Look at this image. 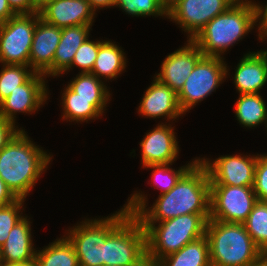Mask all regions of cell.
Wrapping results in <instances>:
<instances>
[{"label":"cell","instance_id":"6da1fadb","mask_svg":"<svg viewBox=\"0 0 267 266\" xmlns=\"http://www.w3.org/2000/svg\"><path fill=\"white\" fill-rule=\"evenodd\" d=\"M147 198L134 193L124 208L141 224H154L185 214H210V178L206 167L198 160L167 193L160 194L152 208H146Z\"/></svg>","mask_w":267,"mask_h":266},{"label":"cell","instance_id":"7a4b0ae2","mask_svg":"<svg viewBox=\"0 0 267 266\" xmlns=\"http://www.w3.org/2000/svg\"><path fill=\"white\" fill-rule=\"evenodd\" d=\"M51 159L22 129L0 151V178L17 198L25 199Z\"/></svg>","mask_w":267,"mask_h":266},{"label":"cell","instance_id":"3957f363","mask_svg":"<svg viewBox=\"0 0 267 266\" xmlns=\"http://www.w3.org/2000/svg\"><path fill=\"white\" fill-rule=\"evenodd\" d=\"M254 2L237 0L208 22L192 39L204 56L221 57L256 24Z\"/></svg>","mask_w":267,"mask_h":266},{"label":"cell","instance_id":"277c9868","mask_svg":"<svg viewBox=\"0 0 267 266\" xmlns=\"http://www.w3.org/2000/svg\"><path fill=\"white\" fill-rule=\"evenodd\" d=\"M211 266H253L263 254L243 223L209 219L206 233Z\"/></svg>","mask_w":267,"mask_h":266},{"label":"cell","instance_id":"5b68a950","mask_svg":"<svg viewBox=\"0 0 267 266\" xmlns=\"http://www.w3.org/2000/svg\"><path fill=\"white\" fill-rule=\"evenodd\" d=\"M146 252V232L135 215L121 208L107 217L105 266H130Z\"/></svg>","mask_w":267,"mask_h":266},{"label":"cell","instance_id":"8992f818","mask_svg":"<svg viewBox=\"0 0 267 266\" xmlns=\"http://www.w3.org/2000/svg\"><path fill=\"white\" fill-rule=\"evenodd\" d=\"M210 214H185L155 224H142L147 252L158 261L206 233Z\"/></svg>","mask_w":267,"mask_h":266},{"label":"cell","instance_id":"52a82bcc","mask_svg":"<svg viewBox=\"0 0 267 266\" xmlns=\"http://www.w3.org/2000/svg\"><path fill=\"white\" fill-rule=\"evenodd\" d=\"M227 65L222 57L203 56L187 77L183 88L177 94L183 113L203 101L226 78Z\"/></svg>","mask_w":267,"mask_h":266},{"label":"cell","instance_id":"ba28073f","mask_svg":"<svg viewBox=\"0 0 267 266\" xmlns=\"http://www.w3.org/2000/svg\"><path fill=\"white\" fill-rule=\"evenodd\" d=\"M37 12L18 14L0 24V63L29 66Z\"/></svg>","mask_w":267,"mask_h":266},{"label":"cell","instance_id":"9c48e42d","mask_svg":"<svg viewBox=\"0 0 267 266\" xmlns=\"http://www.w3.org/2000/svg\"><path fill=\"white\" fill-rule=\"evenodd\" d=\"M256 201L253 187L210 185V219L243 223Z\"/></svg>","mask_w":267,"mask_h":266},{"label":"cell","instance_id":"30bf717a","mask_svg":"<svg viewBox=\"0 0 267 266\" xmlns=\"http://www.w3.org/2000/svg\"><path fill=\"white\" fill-rule=\"evenodd\" d=\"M237 0H174L167 6V17L188 32L192 40L213 18Z\"/></svg>","mask_w":267,"mask_h":266},{"label":"cell","instance_id":"8fae6325","mask_svg":"<svg viewBox=\"0 0 267 266\" xmlns=\"http://www.w3.org/2000/svg\"><path fill=\"white\" fill-rule=\"evenodd\" d=\"M81 225L68 230V240L73 244L79 266H103L105 241L107 239V217L85 220Z\"/></svg>","mask_w":267,"mask_h":266},{"label":"cell","instance_id":"7c38bea8","mask_svg":"<svg viewBox=\"0 0 267 266\" xmlns=\"http://www.w3.org/2000/svg\"><path fill=\"white\" fill-rule=\"evenodd\" d=\"M258 155L221 156L214 162L199 159L206 167L210 185H231L253 187Z\"/></svg>","mask_w":267,"mask_h":266},{"label":"cell","instance_id":"4fadbf2b","mask_svg":"<svg viewBox=\"0 0 267 266\" xmlns=\"http://www.w3.org/2000/svg\"><path fill=\"white\" fill-rule=\"evenodd\" d=\"M44 75L34 73L24 84L0 102V117L15 124L17 112H35L47 100V87Z\"/></svg>","mask_w":267,"mask_h":266},{"label":"cell","instance_id":"5bb4252c","mask_svg":"<svg viewBox=\"0 0 267 266\" xmlns=\"http://www.w3.org/2000/svg\"><path fill=\"white\" fill-rule=\"evenodd\" d=\"M187 41L186 46L177 49L164 59L160 73L154 77L168 85L176 94L181 91L187 77L204 56L192 40Z\"/></svg>","mask_w":267,"mask_h":266},{"label":"cell","instance_id":"9a60e30c","mask_svg":"<svg viewBox=\"0 0 267 266\" xmlns=\"http://www.w3.org/2000/svg\"><path fill=\"white\" fill-rule=\"evenodd\" d=\"M60 39L61 28L45 22L37 12V24L29 57L30 69L45 77L53 76V59Z\"/></svg>","mask_w":267,"mask_h":266},{"label":"cell","instance_id":"2e32d148","mask_svg":"<svg viewBox=\"0 0 267 266\" xmlns=\"http://www.w3.org/2000/svg\"><path fill=\"white\" fill-rule=\"evenodd\" d=\"M162 124H158L147 133L140 143L143 167L151 164L169 163L172 165L178 156L179 147L173 130L174 127Z\"/></svg>","mask_w":267,"mask_h":266},{"label":"cell","instance_id":"e0dca14e","mask_svg":"<svg viewBox=\"0 0 267 266\" xmlns=\"http://www.w3.org/2000/svg\"><path fill=\"white\" fill-rule=\"evenodd\" d=\"M95 11L85 0H56L40 11V18L58 28L92 25Z\"/></svg>","mask_w":267,"mask_h":266},{"label":"cell","instance_id":"ac0fdd59","mask_svg":"<svg viewBox=\"0 0 267 266\" xmlns=\"http://www.w3.org/2000/svg\"><path fill=\"white\" fill-rule=\"evenodd\" d=\"M145 117L160 118L165 116L168 121L175 120L184 114L178 103L177 94L166 84L155 78L146 90L138 108Z\"/></svg>","mask_w":267,"mask_h":266},{"label":"cell","instance_id":"d6986e66","mask_svg":"<svg viewBox=\"0 0 267 266\" xmlns=\"http://www.w3.org/2000/svg\"><path fill=\"white\" fill-rule=\"evenodd\" d=\"M267 82V50L249 52L238 63L234 83L239 94H256Z\"/></svg>","mask_w":267,"mask_h":266},{"label":"cell","instance_id":"ffe728a7","mask_svg":"<svg viewBox=\"0 0 267 266\" xmlns=\"http://www.w3.org/2000/svg\"><path fill=\"white\" fill-rule=\"evenodd\" d=\"M24 217L9 232L0 248L2 264H24L35 262L36 249L33 247L30 221Z\"/></svg>","mask_w":267,"mask_h":266},{"label":"cell","instance_id":"44dd1931","mask_svg":"<svg viewBox=\"0 0 267 266\" xmlns=\"http://www.w3.org/2000/svg\"><path fill=\"white\" fill-rule=\"evenodd\" d=\"M92 25H76L61 28V39L53 59V76L70 70L77 49L89 37Z\"/></svg>","mask_w":267,"mask_h":266},{"label":"cell","instance_id":"7402d4cb","mask_svg":"<svg viewBox=\"0 0 267 266\" xmlns=\"http://www.w3.org/2000/svg\"><path fill=\"white\" fill-rule=\"evenodd\" d=\"M63 117L65 120L85 122L104 113L109 99L72 98V90L67 86L62 94Z\"/></svg>","mask_w":267,"mask_h":266},{"label":"cell","instance_id":"603a6c76","mask_svg":"<svg viewBox=\"0 0 267 266\" xmlns=\"http://www.w3.org/2000/svg\"><path fill=\"white\" fill-rule=\"evenodd\" d=\"M161 266H211L209 243L204 235L160 260Z\"/></svg>","mask_w":267,"mask_h":266},{"label":"cell","instance_id":"cb8c5ba5","mask_svg":"<svg viewBox=\"0 0 267 266\" xmlns=\"http://www.w3.org/2000/svg\"><path fill=\"white\" fill-rule=\"evenodd\" d=\"M126 59L121 47L115 42L103 41L97 53V57L91 74L101 79H114L125 69Z\"/></svg>","mask_w":267,"mask_h":266},{"label":"cell","instance_id":"d4e9b609","mask_svg":"<svg viewBox=\"0 0 267 266\" xmlns=\"http://www.w3.org/2000/svg\"><path fill=\"white\" fill-rule=\"evenodd\" d=\"M66 237V238H64ZM46 246L44 249L36 250V266H79L78 257L73 244L67 236Z\"/></svg>","mask_w":267,"mask_h":266},{"label":"cell","instance_id":"484cf974","mask_svg":"<svg viewBox=\"0 0 267 266\" xmlns=\"http://www.w3.org/2000/svg\"><path fill=\"white\" fill-rule=\"evenodd\" d=\"M235 105V115L240 124L250 128L262 123L267 125V108L260 93L240 94Z\"/></svg>","mask_w":267,"mask_h":266},{"label":"cell","instance_id":"4316f807","mask_svg":"<svg viewBox=\"0 0 267 266\" xmlns=\"http://www.w3.org/2000/svg\"><path fill=\"white\" fill-rule=\"evenodd\" d=\"M243 225L256 246L267 253V202L257 200Z\"/></svg>","mask_w":267,"mask_h":266},{"label":"cell","instance_id":"83f0119b","mask_svg":"<svg viewBox=\"0 0 267 266\" xmlns=\"http://www.w3.org/2000/svg\"><path fill=\"white\" fill-rule=\"evenodd\" d=\"M72 90V98L109 99L107 86L91 73H80L68 84Z\"/></svg>","mask_w":267,"mask_h":266},{"label":"cell","instance_id":"f1b7e54d","mask_svg":"<svg viewBox=\"0 0 267 266\" xmlns=\"http://www.w3.org/2000/svg\"><path fill=\"white\" fill-rule=\"evenodd\" d=\"M26 65H3L0 71V102L7 98L17 86L24 84L35 72Z\"/></svg>","mask_w":267,"mask_h":266},{"label":"cell","instance_id":"f546056e","mask_svg":"<svg viewBox=\"0 0 267 266\" xmlns=\"http://www.w3.org/2000/svg\"><path fill=\"white\" fill-rule=\"evenodd\" d=\"M199 159H195L191 163H188L185 167L182 166L179 170H174L169 167L168 164H151L144 166L145 168H152V179L156 188H161V193L164 194L170 191L176 183L180 180V178L198 161ZM160 185V186H158Z\"/></svg>","mask_w":267,"mask_h":266},{"label":"cell","instance_id":"4dcf8cb0","mask_svg":"<svg viewBox=\"0 0 267 266\" xmlns=\"http://www.w3.org/2000/svg\"><path fill=\"white\" fill-rule=\"evenodd\" d=\"M114 6L132 16H167V5L162 0H115Z\"/></svg>","mask_w":267,"mask_h":266},{"label":"cell","instance_id":"1f68e13d","mask_svg":"<svg viewBox=\"0 0 267 266\" xmlns=\"http://www.w3.org/2000/svg\"><path fill=\"white\" fill-rule=\"evenodd\" d=\"M24 201V198H18L13 203L0 207V248L7 240L14 225L24 218L22 213L19 214Z\"/></svg>","mask_w":267,"mask_h":266},{"label":"cell","instance_id":"d6a6232c","mask_svg":"<svg viewBox=\"0 0 267 266\" xmlns=\"http://www.w3.org/2000/svg\"><path fill=\"white\" fill-rule=\"evenodd\" d=\"M102 42L103 41H90L87 38L77 49L72 64L70 65V69L73 67V65H76L82 70L81 73H91L97 57L99 46Z\"/></svg>","mask_w":267,"mask_h":266},{"label":"cell","instance_id":"836d02e7","mask_svg":"<svg viewBox=\"0 0 267 266\" xmlns=\"http://www.w3.org/2000/svg\"><path fill=\"white\" fill-rule=\"evenodd\" d=\"M253 190L257 200L267 202V154H258Z\"/></svg>","mask_w":267,"mask_h":266},{"label":"cell","instance_id":"e575fe53","mask_svg":"<svg viewBox=\"0 0 267 266\" xmlns=\"http://www.w3.org/2000/svg\"><path fill=\"white\" fill-rule=\"evenodd\" d=\"M21 130L15 128V124L6 121L0 117V151L13 139V137Z\"/></svg>","mask_w":267,"mask_h":266},{"label":"cell","instance_id":"d590c367","mask_svg":"<svg viewBox=\"0 0 267 266\" xmlns=\"http://www.w3.org/2000/svg\"><path fill=\"white\" fill-rule=\"evenodd\" d=\"M7 2L16 15L36 13L34 0H7Z\"/></svg>","mask_w":267,"mask_h":266},{"label":"cell","instance_id":"8d00e7d4","mask_svg":"<svg viewBox=\"0 0 267 266\" xmlns=\"http://www.w3.org/2000/svg\"><path fill=\"white\" fill-rule=\"evenodd\" d=\"M254 6V10H255V20L256 23L259 22V26H258V36H259V40H261L263 38V36L267 33V5H265V7H263V5L260 6V4H253Z\"/></svg>","mask_w":267,"mask_h":266},{"label":"cell","instance_id":"74e56055","mask_svg":"<svg viewBox=\"0 0 267 266\" xmlns=\"http://www.w3.org/2000/svg\"><path fill=\"white\" fill-rule=\"evenodd\" d=\"M17 199L13 192L6 186V183L0 178V207L7 206Z\"/></svg>","mask_w":267,"mask_h":266},{"label":"cell","instance_id":"f35d334b","mask_svg":"<svg viewBox=\"0 0 267 266\" xmlns=\"http://www.w3.org/2000/svg\"><path fill=\"white\" fill-rule=\"evenodd\" d=\"M16 14L10 8L7 0H0V24L8 21Z\"/></svg>","mask_w":267,"mask_h":266},{"label":"cell","instance_id":"ab89813d","mask_svg":"<svg viewBox=\"0 0 267 266\" xmlns=\"http://www.w3.org/2000/svg\"><path fill=\"white\" fill-rule=\"evenodd\" d=\"M130 266H161V264L160 261L146 252L142 257H140Z\"/></svg>","mask_w":267,"mask_h":266},{"label":"cell","instance_id":"60d3db41","mask_svg":"<svg viewBox=\"0 0 267 266\" xmlns=\"http://www.w3.org/2000/svg\"><path fill=\"white\" fill-rule=\"evenodd\" d=\"M87 1L92 9L96 11L97 9H101L103 7H113L115 0H85Z\"/></svg>","mask_w":267,"mask_h":266},{"label":"cell","instance_id":"b9f144b4","mask_svg":"<svg viewBox=\"0 0 267 266\" xmlns=\"http://www.w3.org/2000/svg\"><path fill=\"white\" fill-rule=\"evenodd\" d=\"M56 0H34L36 12H39L44 6H46L48 3L53 2Z\"/></svg>","mask_w":267,"mask_h":266},{"label":"cell","instance_id":"7bdbcfd3","mask_svg":"<svg viewBox=\"0 0 267 266\" xmlns=\"http://www.w3.org/2000/svg\"><path fill=\"white\" fill-rule=\"evenodd\" d=\"M253 266H267V253L262 254L253 264Z\"/></svg>","mask_w":267,"mask_h":266},{"label":"cell","instance_id":"ee69618b","mask_svg":"<svg viewBox=\"0 0 267 266\" xmlns=\"http://www.w3.org/2000/svg\"><path fill=\"white\" fill-rule=\"evenodd\" d=\"M0 266H36L35 262L24 264H1Z\"/></svg>","mask_w":267,"mask_h":266},{"label":"cell","instance_id":"f6af8a7d","mask_svg":"<svg viewBox=\"0 0 267 266\" xmlns=\"http://www.w3.org/2000/svg\"><path fill=\"white\" fill-rule=\"evenodd\" d=\"M167 6L172 3L174 0H162Z\"/></svg>","mask_w":267,"mask_h":266},{"label":"cell","instance_id":"bcb514c9","mask_svg":"<svg viewBox=\"0 0 267 266\" xmlns=\"http://www.w3.org/2000/svg\"><path fill=\"white\" fill-rule=\"evenodd\" d=\"M266 37H267V33L263 36V38L261 40L264 41V39H266Z\"/></svg>","mask_w":267,"mask_h":266}]
</instances>
